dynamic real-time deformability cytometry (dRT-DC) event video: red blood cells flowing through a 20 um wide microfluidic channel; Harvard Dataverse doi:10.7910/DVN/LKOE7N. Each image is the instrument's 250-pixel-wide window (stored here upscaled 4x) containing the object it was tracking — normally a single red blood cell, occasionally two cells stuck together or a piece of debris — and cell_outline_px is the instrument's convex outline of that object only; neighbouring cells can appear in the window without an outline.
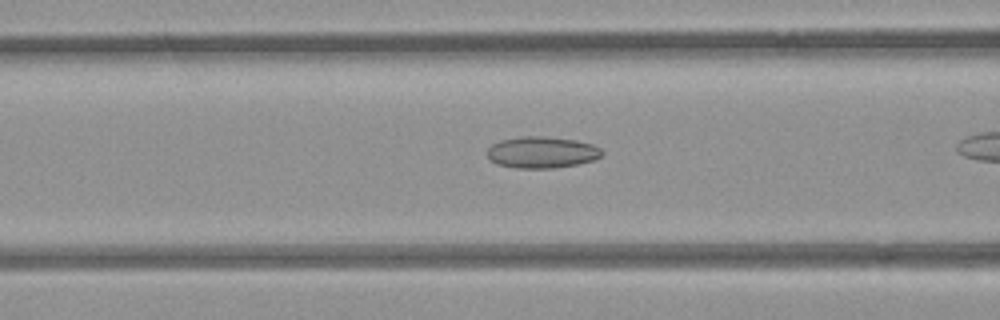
{"species": "common noctule bat (a hibernating species)", "species_latin": "Nyctalus noctula", "temperature_condition": "room temperature", "stored_images_in_passage": 36, "camera_frame_rate_fps": 3000, "um_per_image_px": 0.085, "animal": {"sex": "female", "body_mass_g": 21.9}, "frame": {"image": 1, "passage_image": 15, "time_ms": 4.667, "image_size_px": [1000, 320], "cell_outline_px": [[604, 152], [600, 156], [592, 160], [576, 164], [552, 168], [516, 168], [496, 164], [488, 156], [488, 148], [492, 144], [500, 140], [524, 136], [544, 136], [576, 140], [592, 144], [600, 148]], "centroid_in_image_um": [46.05, 12.94], "position_along_channel_um": 120.6, "area_um2": 20.92}}
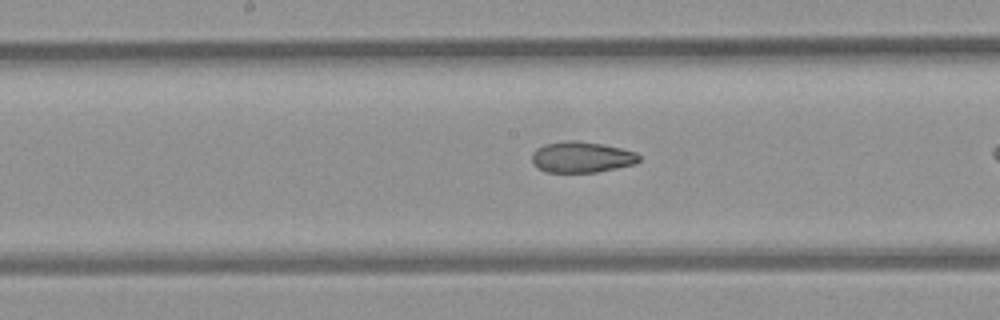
{"frame": {"image": 2, "passage_image": 21, "time_ms": 6.667, "image_size_px": [1000, 320], "cell_outline_px": [[640, 160], [636, 164], [596, 172], [544, 172], [536, 168], [532, 164], [532, 152], [536, 148], [544, 144], [568, 140], [576, 140], [600, 144], [620, 148], [636, 152], [640, 156]], "centroid_in_image_um": [49.4, 13.36], "position_along_channel_um": 198.8, "area_um2": 19.48}}
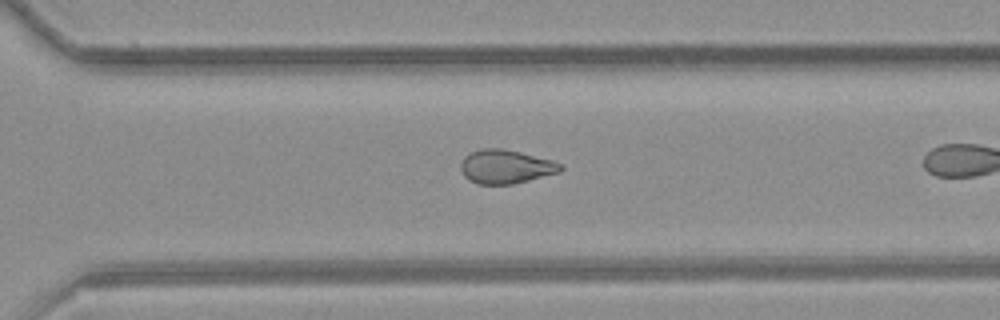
{"frame": {"image": 3, "passage_image": 31, "time_ms": 10.0, "image_size_px": [1000, 320], "cell_outline_px": [[564, 168], [560, 172], [512, 184], [480, 184], [468, 180], [464, 176], [460, 168], [460, 164], [464, 156], [480, 148], [504, 148], [552, 160], [564, 164]], "centroid_in_image_um": [42.99, 14.16], "position_along_channel_um": 327.6, "area_um2": 19.77}}